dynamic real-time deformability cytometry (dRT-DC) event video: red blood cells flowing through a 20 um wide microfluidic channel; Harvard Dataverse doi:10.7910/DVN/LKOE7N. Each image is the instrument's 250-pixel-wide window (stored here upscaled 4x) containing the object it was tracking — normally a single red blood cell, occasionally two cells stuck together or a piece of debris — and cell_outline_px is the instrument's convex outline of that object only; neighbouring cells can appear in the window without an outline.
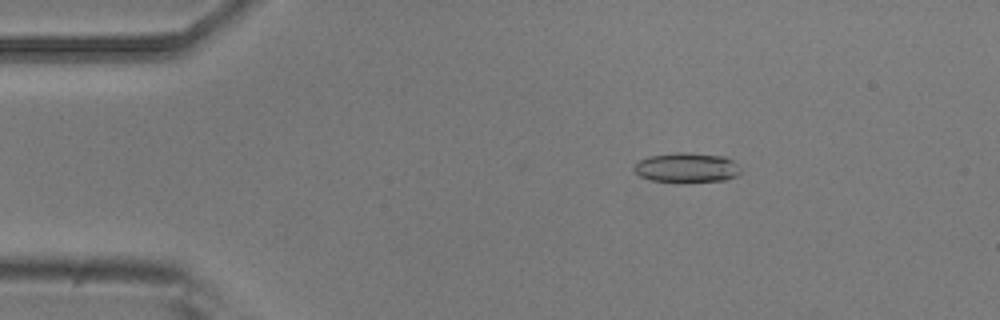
{"species": "common noctule bat (a hibernating species)", "species_latin": "Nyctalus noctula", "temperature_condition": "room temperature", "stored_images_in_passage": 5, "camera_frame_rate_fps": 3000, "um_per_image_px": 0.085, "animal": {"sex": "male", "body_mass_g": 20.5, "forearm_length_mm": 52.5}, "frame": {"image": 1, "passage_image": 3, "time_ms": 0.667, "image_size_px": [1000, 320], "cell_outline_px": [[740, 172], [736, 176], [724, 180], [652, 180], [640, 176], [632, 168], [640, 160], [648, 156], [676, 152], [684, 152], [724, 156], [732, 160], [740, 168]], "centroid_in_image_um": [58.36, 14.21], "position_along_channel_um": 26.6, "area_um2": 17.8}}
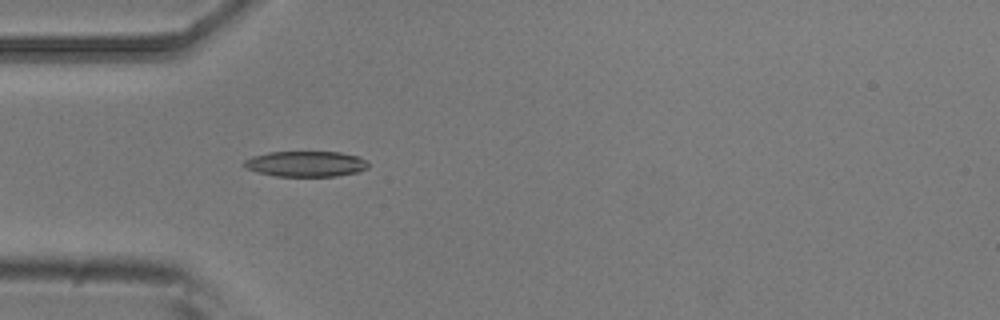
{"frame": {"image": 2, "passage_image": 5, "time_ms": 1.333, "image_size_px": [1000, 320], "cell_outline_px": [[368, 168], [360, 172], [336, 176], [276, 176], [260, 172], [248, 168], [240, 164], [244, 160], [252, 156], [268, 152], [340, 152], [360, 156], [368, 160]], "centroid_in_image_um": [26.05, 13.92], "position_along_channel_um": 59.0, "area_um2": 18.67}}